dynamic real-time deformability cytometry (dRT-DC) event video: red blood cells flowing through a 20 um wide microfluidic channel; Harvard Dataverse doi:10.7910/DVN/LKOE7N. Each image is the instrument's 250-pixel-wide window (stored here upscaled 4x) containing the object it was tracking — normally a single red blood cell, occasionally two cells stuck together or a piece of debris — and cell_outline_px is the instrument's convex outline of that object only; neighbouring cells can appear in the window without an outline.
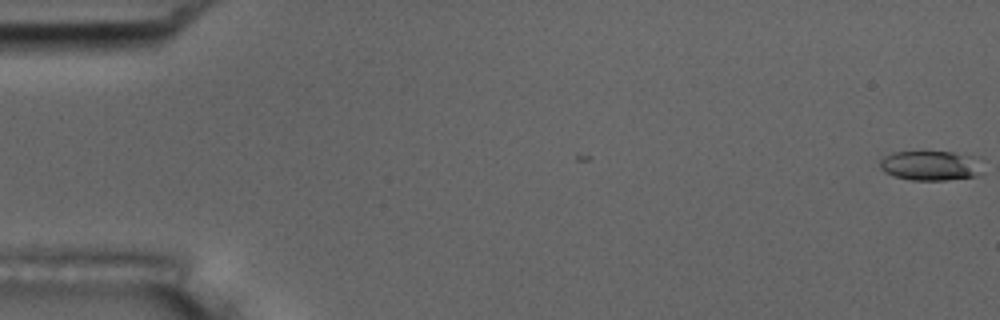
{"species": "common noctule bat (a hibernating species)", "species_latin": "Nyctalus noctula", "temperature_condition": "room temperature", "stored_images_in_passage": 3, "camera_frame_rate_fps": 3000, "um_per_image_px": 0.085, "animal": {"sex": "male", "body_mass_g": 17.5, "forearm_length_mm": 52.3}, "frame": {"image": 1, "passage_image": 1, "time_ms": 0.0, "image_size_px": [1000, 320], "cell_outline_px": [[976, 176], [944, 180], [912, 180], [896, 176], [884, 172], [880, 168], [880, 160], [884, 156], [892, 152], [952, 152], [968, 156], [976, 172]], "centroid_in_image_um": [78.86, 14.08], "position_along_channel_um": 6.1, "area_um2": 16.7}}